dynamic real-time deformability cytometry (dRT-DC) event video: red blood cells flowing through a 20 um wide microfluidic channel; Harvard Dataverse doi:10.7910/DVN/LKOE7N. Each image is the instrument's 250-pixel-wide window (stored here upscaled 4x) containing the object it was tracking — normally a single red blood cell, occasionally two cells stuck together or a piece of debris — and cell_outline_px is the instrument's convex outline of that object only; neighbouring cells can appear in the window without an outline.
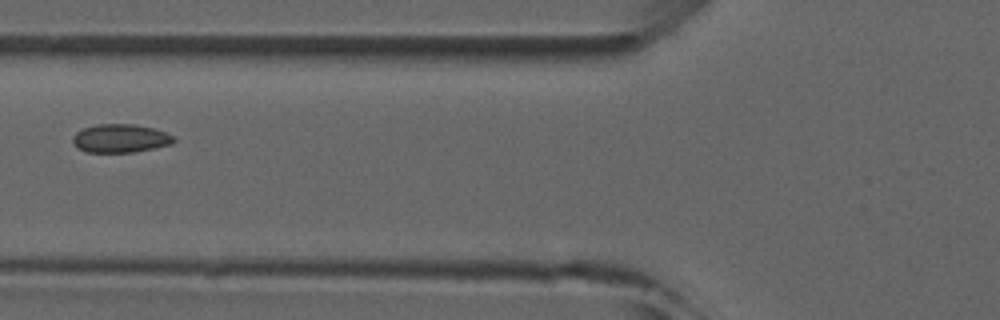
{"species": "common noctule bat (a hibernating species)", "species_latin": "Nyctalus noctula", "temperature_condition": "room temperature", "stored_images_in_passage": 2, "camera_frame_rate_fps": 3000, "um_per_image_px": 0.085, "animal": {"sex": "male", "forearm_length_mm": 52.5}, "frame": {"image": 1, "passage_image": 2, "time_ms": 1.0, "image_size_px": [1000, 320], "cell_outline_px": [[176, 140], [172, 144], [132, 152], [88, 152], [76, 148], [72, 144], [72, 136], [76, 132], [84, 128], [96, 124], [136, 124], [152, 128], [164, 132], [172, 136]], "centroid_in_image_um": [10.18, 11.76], "position_along_channel_um": 115.6, "area_um2": 16.7}}